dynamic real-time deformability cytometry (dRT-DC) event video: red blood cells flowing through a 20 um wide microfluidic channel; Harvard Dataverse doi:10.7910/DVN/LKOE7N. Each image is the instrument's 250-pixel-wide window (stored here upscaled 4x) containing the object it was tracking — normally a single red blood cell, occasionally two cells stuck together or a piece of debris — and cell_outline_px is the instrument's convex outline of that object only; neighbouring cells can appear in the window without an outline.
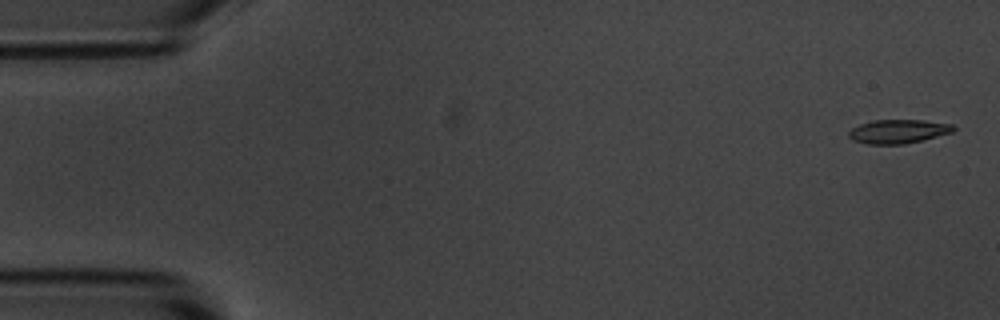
{"species": "common noctule bat (a hibernating species)", "species_latin": "Nyctalus noctula", "temperature_condition": "room temperature", "stored_images_in_passage": 5, "camera_frame_rate_fps": 3000, "um_per_image_px": 0.085, "animal": {"sex": "male", "body_mass_g": 20.1, "forearm_length_mm": 53.5}, "frame": {"image": 1, "passage_image": 1, "time_ms": 0.0, "image_size_px": [1000, 320], "cell_outline_px": [[956, 128], [952, 132], [904, 144], [868, 144], [852, 140], [848, 136], [848, 132], [852, 128], [860, 124], [872, 120], [924, 120], [952, 124]], "centroid_in_image_um": [76.32, 11.16], "position_along_channel_um": 8.7, "area_um2": 14.45}}
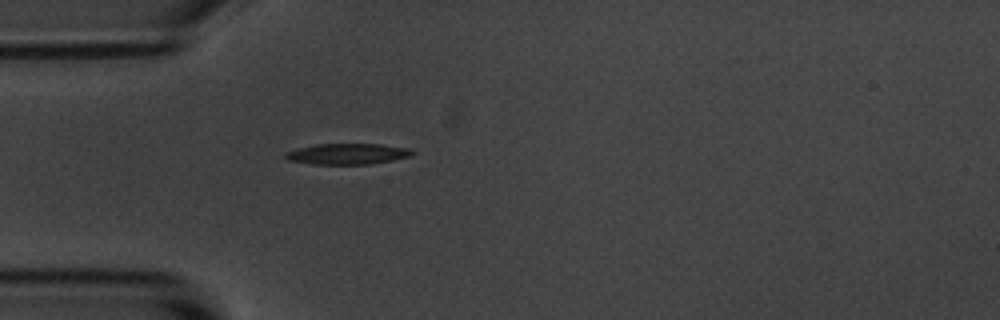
{"frame": {"image": 2, "passage_image": 5, "time_ms": 4.667, "image_size_px": [1000, 320], "cell_outline_px": [[416, 152], [408, 156], [392, 160], [372, 164], [312, 164], [288, 160], [284, 156], [284, 152], [316, 144], [380, 144], [412, 148]], "centroid_in_image_um": [29.56, 13.08], "position_along_channel_um": 55.4, "area_um2": 15.43}}